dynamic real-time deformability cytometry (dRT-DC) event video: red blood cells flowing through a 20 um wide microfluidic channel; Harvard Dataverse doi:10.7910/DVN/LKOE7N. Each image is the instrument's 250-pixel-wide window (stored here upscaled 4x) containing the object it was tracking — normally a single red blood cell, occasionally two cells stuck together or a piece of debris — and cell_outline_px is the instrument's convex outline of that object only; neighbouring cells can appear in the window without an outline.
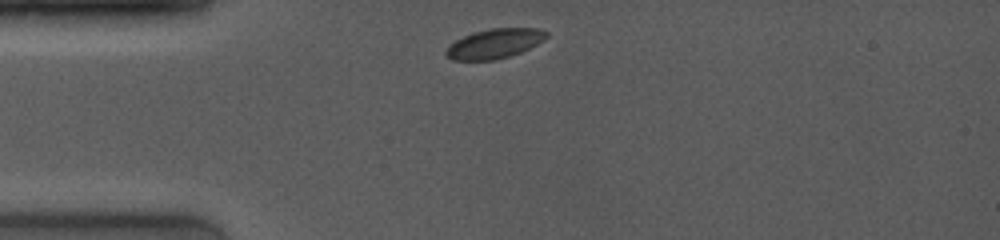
{"species": "common noctule bat (a hibernating species)", "species_latin": "Nyctalus noctula", "temperature_condition": "room temperature", "stored_images_in_passage": 9, "camera_frame_rate_fps": 4000, "um_per_image_px": 0.085, "animal": {"sex": "female", "body_mass_g": 19.0, "forearm_length_mm": 53.3}, "frame": {"image": 1, "passage_image": 1, "time_ms": 0.0, "image_size_px": [1000, 240], "cell_outline_px": [[548, 36], [544, 40], [520, 52], [496, 60], [452, 60], [444, 52], [456, 40], [464, 36], [476, 32], [492, 28], [536, 28], [548, 32]], "centroid_in_image_um": [42.06, 3.71], "position_along_channel_um": 42.9, "area_um2": 16.99}}